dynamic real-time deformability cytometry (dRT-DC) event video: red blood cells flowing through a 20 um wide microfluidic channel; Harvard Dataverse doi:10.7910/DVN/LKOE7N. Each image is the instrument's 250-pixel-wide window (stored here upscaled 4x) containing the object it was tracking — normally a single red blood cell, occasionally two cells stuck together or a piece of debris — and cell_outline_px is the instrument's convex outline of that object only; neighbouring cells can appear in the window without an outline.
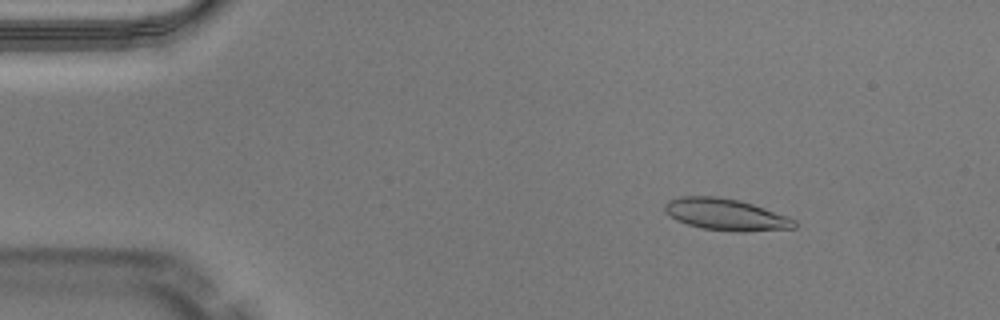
{"species": "Egyptian fruit bat (a non-hibernating species)", "species_latin": "Rousettus aegyptiacus", "temperature_condition": "warm", "stored_images_in_passage": 48, "camera_frame_rate_fps": 3000, "um_per_image_px": 0.085, "animal": {"sex": "male"}, "frame": {"image": 1, "passage_image": 6, "time_ms": 1.667, "image_size_px": [1000, 320], "cell_outline_px": [[796, 228], [744, 232], [736, 232], [700, 228], [676, 220], [664, 212], [664, 204], [668, 200], [680, 196], [716, 196], [740, 200], [788, 216], [796, 220]], "centroid_in_image_um": [61.68, 18.23], "position_along_channel_um": 23.3, "area_um2": 24.16}}
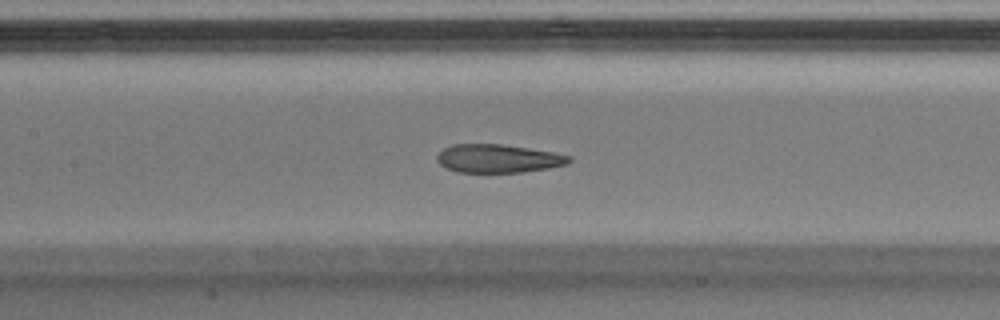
{"frame": {"image": 2, "passage_image": 22, "time_ms": 7.0, "image_size_px": [1000, 320], "cell_outline_px": [[572, 160], [568, 164], [548, 168], [520, 172], [456, 172], [440, 164], [436, 160], [436, 156], [444, 148], [452, 144], [500, 144], [528, 148], [552, 152], [572, 156]], "centroid_in_image_um": [42.34, 13.47], "position_along_channel_um": 165.1, "area_um2": 21.73}}
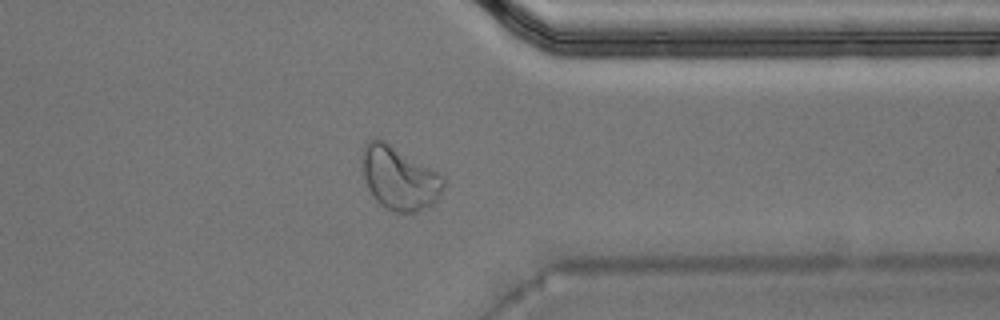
{"frame": {"image": 3, "passage_image": 38, "time_ms": 12.333, "image_size_px": [1000, 320], "cell_outline_px": [[448, 184], [436, 200], [432, 204], [412, 212], [396, 212], [380, 204], [376, 200], [368, 188], [364, 180], [364, 144], [368, 140], [376, 136], [384, 140], [440, 172], [444, 176]], "centroid_in_image_um": [33.99, 15.11], "position_along_channel_um": 377.4, "area_um2": 30.06}, "authors_computed_cell_mechanics": {"area_um2": 23.7269, "velocity_mm_per_s": 4.0818, "shape_relaxation_time_tau1_ms": 10.0557, "shape_relaxation_time_tau2_ms": 1.4867, "deformation_change_tau1": 0.2641, "deformation_change_tau2": 0.0689}}